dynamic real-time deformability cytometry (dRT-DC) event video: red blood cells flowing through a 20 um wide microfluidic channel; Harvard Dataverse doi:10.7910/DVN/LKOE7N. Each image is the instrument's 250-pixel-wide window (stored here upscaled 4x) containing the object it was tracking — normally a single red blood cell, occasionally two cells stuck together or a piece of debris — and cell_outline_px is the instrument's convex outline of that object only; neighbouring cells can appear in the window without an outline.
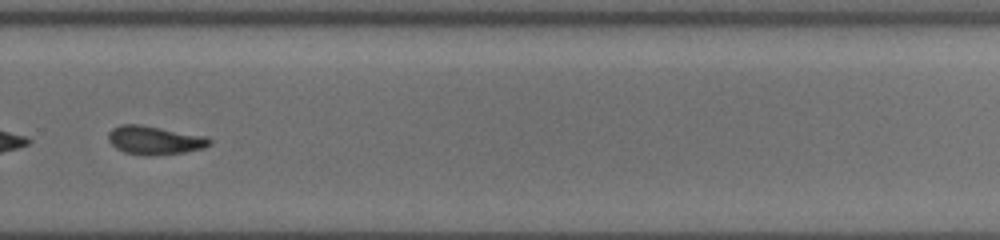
{"species": "common noctule bat (a hibernating species)", "species_latin": "Nyctalus noctula", "temperature_condition": "cold", "stored_images_in_passage": 35, "camera_frame_rate_fps": 3000, "um_per_image_px": 0.085, "animal": {"sex": "female", "body_mass_g": 19.5, "forearm_length_mm": 54.1}, "frame": {"image": 1, "passage_image": 18, "time_ms": 7.667, "image_size_px": [1000, 240], "cell_outline_px": [[212, 144], [204, 148], [184, 152], [152, 156], [148, 156], [124, 152], [116, 148], [108, 140], [108, 132], [112, 128], [120, 124], [140, 124], [204, 136], [212, 140]], "centroid_in_image_um": [13.12, 11.92], "position_along_channel_um": 316.7, "area_um2": 16.88}}
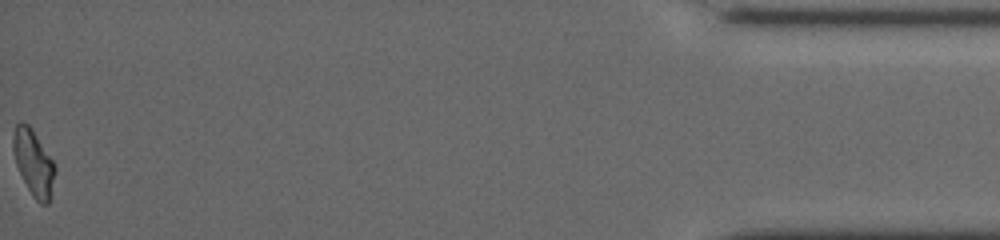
{"frame": {"image": 2, "passage_image": 34, "time_ms": 12.667, "image_size_px": [1000, 240], "cell_outline_px": [[56, 172], [48, 204], [40, 204], [32, 196], [16, 164], [12, 148], [12, 136], [16, 124], [28, 124], [32, 128], [56, 164]], "centroid_in_image_um": [2.87, 13.83], "position_along_channel_um": 432.3, "area_um2": 16.07}, "authors_computed_cell_mechanics": {"area_um2": 16.4152, "velocity_mm_per_s": 3.9029, "shape_relaxation_time_tau1_ms": 5.1089, "shape_relaxation_time_tau2_ms": 3.9647, "deformation_change_tau1": 0.144, "deformation_change_tau2": 0.1059}}